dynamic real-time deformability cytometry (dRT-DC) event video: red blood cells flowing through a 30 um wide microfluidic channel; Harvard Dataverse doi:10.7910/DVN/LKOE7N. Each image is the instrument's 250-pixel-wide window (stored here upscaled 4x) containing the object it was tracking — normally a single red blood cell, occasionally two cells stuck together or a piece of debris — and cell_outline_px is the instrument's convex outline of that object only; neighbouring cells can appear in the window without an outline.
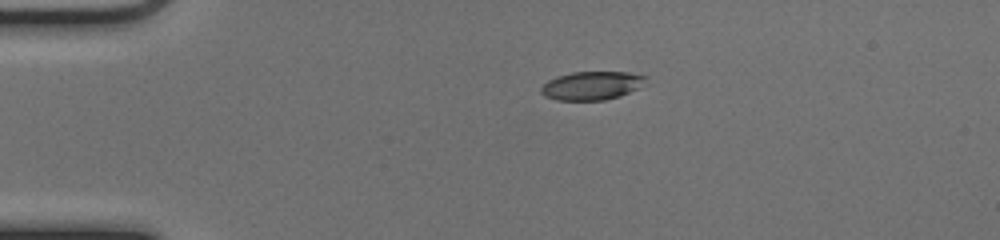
{"species": "common noctule bat (a hibernating species)", "species_latin": "Nyctalus noctula", "temperature_condition": "cold", "stored_images_in_passage": 42, "camera_frame_rate_fps": 3000, "um_per_image_px": 0.085, "animal": {"sex": "female", "body_mass_g": 17.0, "forearm_length_mm": 48.0}, "frame": {"image": 1, "passage_image": 1, "time_ms": 0.0, "image_size_px": [1000, 240], "cell_outline_px": [[648, 76], [640, 88], [620, 96], [604, 100], [556, 100], [544, 96], [540, 92], [540, 88], [548, 80], [556, 76], [572, 72], [628, 72]], "centroid_in_image_um": [50.29, 7.27], "position_along_channel_um": 34.7, "area_um2": 17.51}}
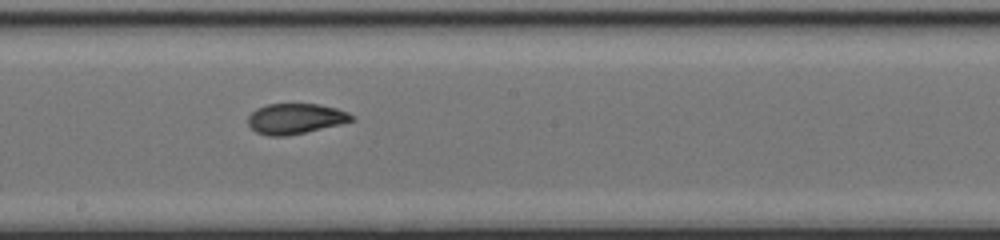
{"frame": {"image": 2, "passage_image": 19, "time_ms": 6.0, "image_size_px": [1000, 240], "cell_outline_px": [[356, 120], [340, 124], [304, 132], [284, 136], [268, 136], [256, 132], [248, 124], [248, 116], [256, 108], [268, 104], [320, 104], [336, 108], [348, 112]], "centroid_in_image_um": [25.1, 10.08], "position_along_channel_um": 223.1, "area_um2": 18.26}}
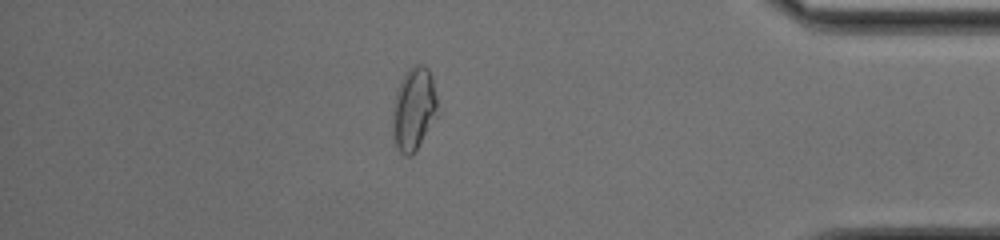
{"frame": {"image": 3, "passage_image": 35, "time_ms": 11.333, "image_size_px": [1000, 240], "cell_outline_px": [[440, 112], [412, 156], [404, 156], [400, 152], [392, 136], [392, 108], [396, 92], [400, 80], [404, 72], [408, 68], [416, 64], [420, 64], [428, 68], [432, 76]], "centroid_in_image_um": [35.18, 9.25], "position_along_channel_um": 400.0, "area_um2": 22.31}, "authors_computed_cell_mechanics": {"area_um2": 18.8428, "velocity_mm_per_s": 3.9652, "shape_relaxation_time_tau1_ms": null, "shape_relaxation_time_tau2_ms": 1.6659, "deformation_change_tau1": null, "deformation_change_tau2": 0.0725}}